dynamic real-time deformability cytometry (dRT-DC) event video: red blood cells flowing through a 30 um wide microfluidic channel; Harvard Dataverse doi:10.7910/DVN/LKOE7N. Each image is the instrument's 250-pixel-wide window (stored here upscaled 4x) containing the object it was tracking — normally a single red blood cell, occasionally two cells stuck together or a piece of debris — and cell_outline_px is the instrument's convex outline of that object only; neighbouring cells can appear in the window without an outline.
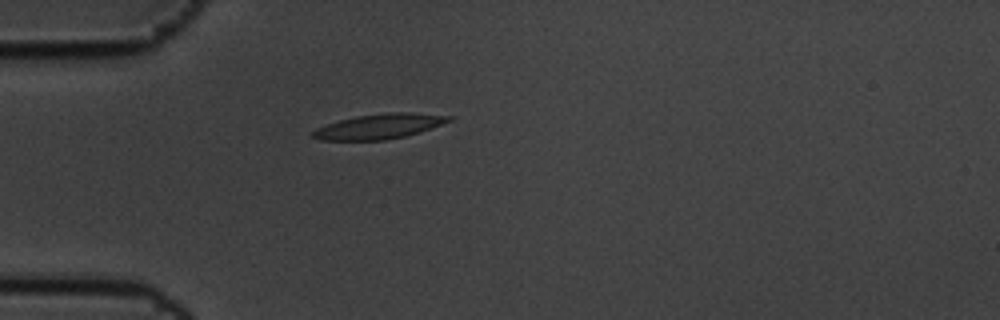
{"species": "common noctule bat (a hibernating species)", "species_latin": "Nyctalus noctula", "temperature_condition": "cold", "stored_images_in_passage": 2, "camera_frame_rate_fps": 3000, "um_per_image_px": 0.085, "animal": {"sex": "male", "body_mass_g": 19.5, "forearm_length_mm": 54.6}, "frame": {"image": 1, "passage_image": 1, "time_ms": 0.0, "image_size_px": [1000, 320], "cell_outline_px": [[452, 120], [420, 132], [404, 136], [384, 140], [320, 140], [312, 136], [312, 132], [316, 128], [340, 120], [356, 116], [388, 112], [408, 112], [452, 116]], "centroid_in_image_um": [32.24, 10.74], "position_along_channel_um": 52.8, "area_um2": 19.59}}